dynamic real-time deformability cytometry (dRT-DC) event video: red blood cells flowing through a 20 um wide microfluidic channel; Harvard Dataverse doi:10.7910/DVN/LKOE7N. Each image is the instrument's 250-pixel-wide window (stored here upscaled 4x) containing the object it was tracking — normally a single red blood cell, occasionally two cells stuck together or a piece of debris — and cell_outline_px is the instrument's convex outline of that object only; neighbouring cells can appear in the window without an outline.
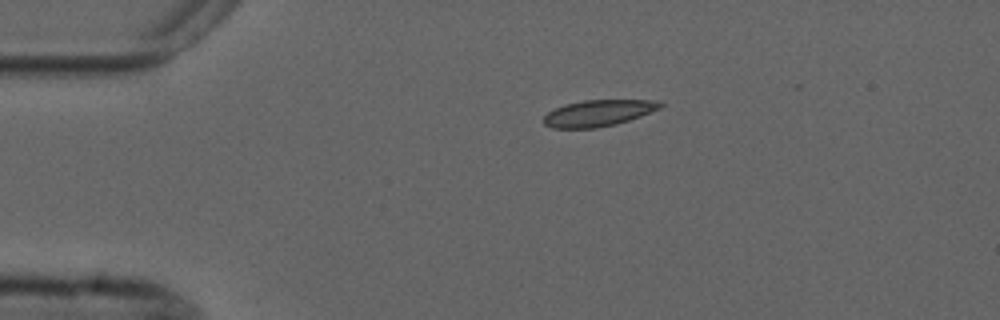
{"species": "common noctule bat (a hibernating species)", "species_latin": "Nyctalus noctula", "temperature_condition": "cold", "stored_images_in_passage": 3, "camera_frame_rate_fps": 3000, "um_per_image_px": 0.085, "animal": {"sex": "male", "forearm_length_mm": 52.5}, "frame": {"image": 1, "passage_image": 1, "time_ms": 0.0, "image_size_px": [1000, 320], "cell_outline_px": [[664, 104], [660, 108], [640, 116], [616, 124], [596, 128], [552, 128], [544, 124], [544, 116], [548, 112], [556, 108], [568, 104], [584, 100], [660, 100]], "centroid_in_image_um": [50.88, 9.61], "position_along_channel_um": 34.1, "area_um2": 17.74}}
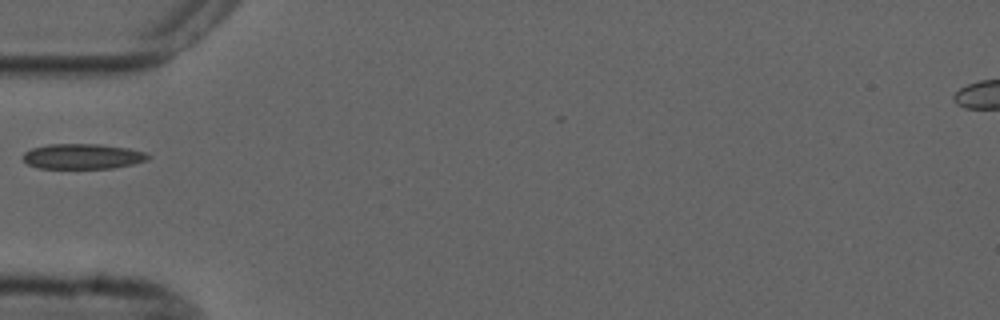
{"frame": {"image": 2, "passage_image": 3, "time_ms": 2.333, "image_size_px": [1000, 320], "cell_outline_px": [[152, 156], [148, 160], [132, 164], [112, 168], [36, 168], [28, 164], [24, 160], [24, 152], [32, 148], [48, 144], [100, 144], [128, 148], [148, 152]], "centroid_in_image_um": [7.07, 13.29], "position_along_channel_um": 77.9, "area_um2": 18.5}}